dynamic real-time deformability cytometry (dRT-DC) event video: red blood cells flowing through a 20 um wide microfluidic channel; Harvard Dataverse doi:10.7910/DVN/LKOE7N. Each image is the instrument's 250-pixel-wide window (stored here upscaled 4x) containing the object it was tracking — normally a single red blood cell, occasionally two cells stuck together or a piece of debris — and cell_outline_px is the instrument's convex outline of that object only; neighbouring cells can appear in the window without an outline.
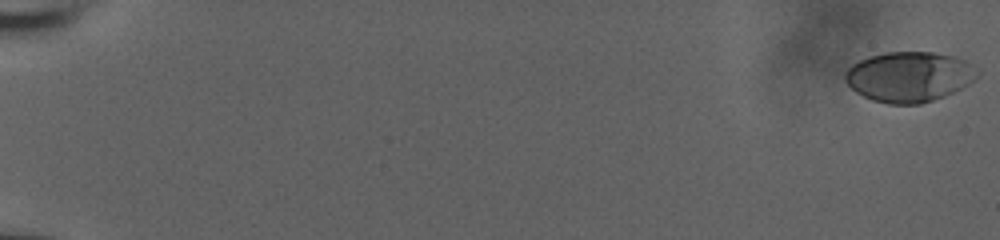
{"species": "human", "species_latin": "Homo sapiens", "temperature_condition": "room temperature", "stored_images_in_passage": 58, "camera_frame_rate_fps": 3000, "um_per_image_px": 0.085, "donor": {"sex": "male"}, "frame": {"image": 1, "passage_image": 1, "time_ms": 0.0, "image_size_px": [1000, 240], "cell_outline_px": [[980, 76], [968, 84], [944, 96], [920, 104], [888, 104], [872, 100], [856, 92], [844, 80], [844, 72], [852, 64], [868, 56], [884, 52], [936, 52], [956, 56], [964, 60], [980, 72]], "centroid_in_image_um": [77.27, 6.51], "position_along_channel_um": 7.7, "area_um2": 38.84}}
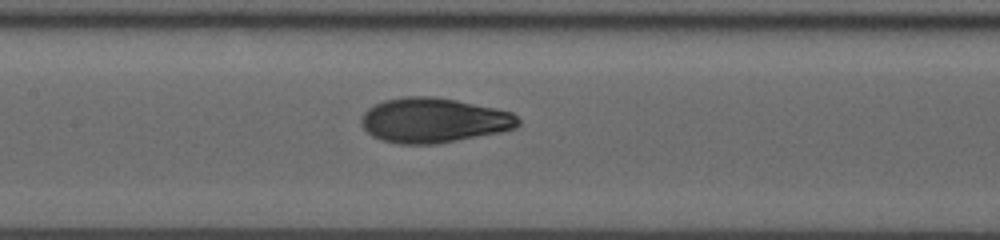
{"frame": {"image": 2, "passage_image": 31, "time_ms": 10.0, "image_size_px": [1000, 240], "cell_outline_px": [[520, 124], [516, 128], [500, 132], [436, 144], [400, 144], [384, 140], [372, 136], [364, 128], [360, 120], [364, 112], [368, 108], [384, 100], [404, 96], [432, 96], [456, 100], [496, 108], [512, 112], [520, 120]], "centroid_in_image_um": [36.87, 10.22], "position_along_channel_um": 170.5, "area_um2": 40.92}}
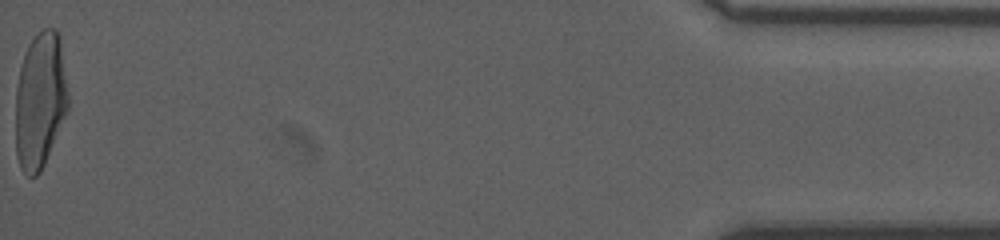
{"frame": {"image": 3, "passage_image": 58, "time_ms": 19.0, "image_size_px": [1000, 240], "cell_outline_px": [[68, 112], [44, 164], [40, 172], [36, 176], [28, 176], [20, 168], [16, 156], [16, 88], [20, 68], [28, 44], [44, 28], [56, 28], [60, 36], [68, 92]], "centroid_in_image_um": [3.42, 8.55], "position_along_channel_um": 431.8, "area_um2": 41.91}, "authors_computed_cell_mechanics": {"area_um2": 39.4196, "velocity_mm_per_s": 3.8689, "shape_relaxation_time_tau1_ms": 5.9925, "shape_relaxation_time_tau2_ms": 0.7806, "deformation_change_tau1": 0.2295, "deformation_change_tau2": 0.0547}}